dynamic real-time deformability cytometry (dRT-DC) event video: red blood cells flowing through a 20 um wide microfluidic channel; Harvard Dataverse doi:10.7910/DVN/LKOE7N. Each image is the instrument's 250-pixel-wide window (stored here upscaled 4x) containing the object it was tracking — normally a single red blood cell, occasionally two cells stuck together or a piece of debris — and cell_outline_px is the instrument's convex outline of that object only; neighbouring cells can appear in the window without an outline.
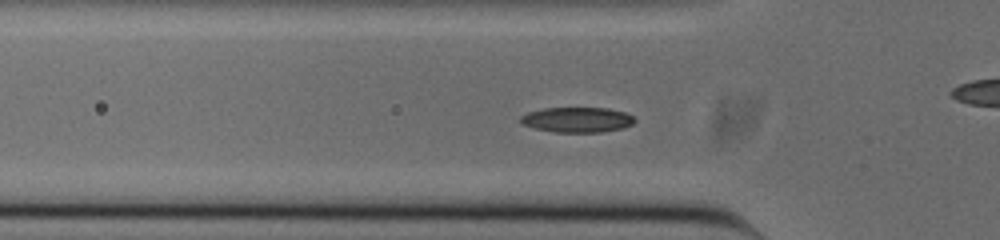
{"species": "common noctule bat (a hibernating species)", "species_latin": "Nyctalus noctula", "temperature_condition": "cold", "stored_images_in_passage": 39, "camera_frame_rate_fps": 3000, "um_per_image_px": 0.085, "animal": {"sex": "male", "body_mass_g": 20.0, "forearm_length_mm": 53.3}, "frame": {"image": 1, "passage_image": 2, "time_ms": 0.333, "image_size_px": [1000, 240], "cell_outline_px": [[636, 120], [632, 124], [624, 128], [600, 132], [556, 132], [536, 128], [524, 124], [520, 120], [520, 116], [528, 112], [544, 108], [608, 108], [624, 112], [632, 116]], "centroid_in_image_um": [49.08, 10.17], "position_along_channel_um": 76.7, "area_um2": 16.59}}
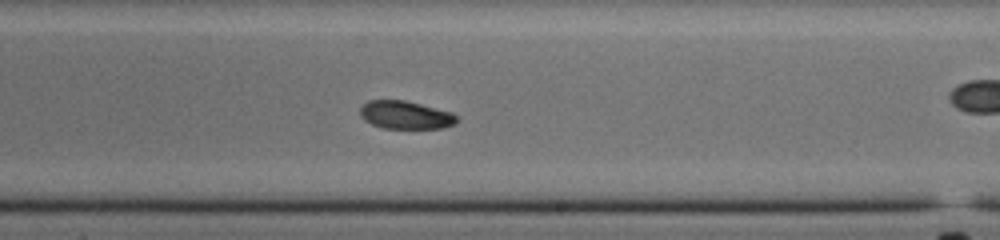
{"frame": {"image": 2, "passage_image": 16, "time_ms": 5.0, "image_size_px": [1000, 240], "cell_outline_px": [[456, 124], [444, 128], [384, 128], [372, 124], [364, 120], [360, 116], [360, 108], [368, 100], [404, 100], [452, 112], [456, 116]], "centroid_in_image_um": [34.46, 9.77], "position_along_channel_um": 254.5, "area_um2": 15.72}}
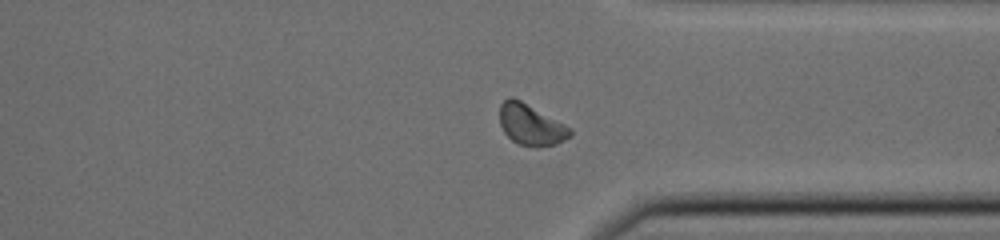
{"frame": {"image": 3, "passage_image": 25, "time_ms": 8.0, "image_size_px": [1000, 240], "cell_outline_px": [[572, 136], [556, 144], [540, 148], [536, 148], [520, 144], [512, 140], [504, 132], [500, 124], [500, 104], [508, 96], [512, 96], [520, 100], [572, 128]], "centroid_in_image_um": [45.13, 10.61], "position_along_channel_um": 366.3, "area_um2": 16.94}, "authors_computed_cell_mechanics": {"area_um2": 16.5886, "velocity_mm_per_s": 3.807, "shape_relaxation_time_tau1_ms": 1.6686, "shape_relaxation_time_tau2_ms": null, "deformation_change_tau1": 0.074, "deformation_change_tau2": null}}